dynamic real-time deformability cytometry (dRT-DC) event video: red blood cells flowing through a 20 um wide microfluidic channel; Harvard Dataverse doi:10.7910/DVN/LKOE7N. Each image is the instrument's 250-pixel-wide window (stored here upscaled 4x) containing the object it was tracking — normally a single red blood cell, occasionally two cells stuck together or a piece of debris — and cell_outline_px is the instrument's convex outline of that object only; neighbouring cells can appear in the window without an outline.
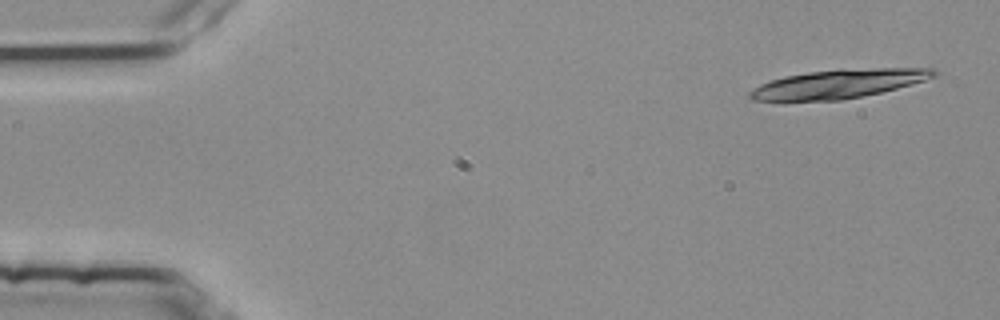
{"species": "common noctule bat (a hibernating species)", "species_latin": "Nyctalus noctula", "temperature_condition": "room temperature", "stored_images_in_passage": 4, "segment_of_instrument_passage": [1, 2], "camera_frame_rate_fps": 3000, "um_per_image_px": 0.085, "animal": {"sex": "female", "body_mass_g": 25.1}, "frame": {"image": 1, "passage_image": 1, "time_ms": 0.0, "image_size_px": [1000, 320], "cell_outline_px": [[940, 72], [936, 76], [912, 84], [880, 92], [840, 100], [752, 100], [748, 96], [748, 92], [760, 84], [784, 76], [808, 72], [840, 68], [936, 68]], "centroid_in_image_um": [71.32, 7.1], "position_along_channel_um": 13.7, "area_um2": 30.81}}